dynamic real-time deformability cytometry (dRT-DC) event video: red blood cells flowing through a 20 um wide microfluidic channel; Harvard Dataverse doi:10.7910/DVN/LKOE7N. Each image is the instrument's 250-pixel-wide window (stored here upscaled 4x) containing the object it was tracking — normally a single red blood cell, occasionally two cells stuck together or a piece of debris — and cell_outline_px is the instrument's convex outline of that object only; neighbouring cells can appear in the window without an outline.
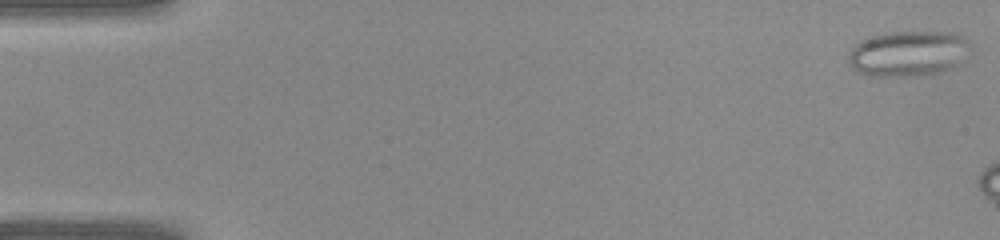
{"species": "common noctule bat (a hibernating species)", "species_latin": "Nyctalus noctula", "temperature_condition": "warm", "stored_images_in_passage": 5, "camera_frame_rate_fps": 3000, "um_per_image_px": 0.085, "animal": {"sex": "female", "body_mass_g": 22.0, "forearm_length_mm": 56.7}, "frame": {"image": 1, "passage_image": 1, "time_ms": 0.0, "image_size_px": [1000, 240], "cell_outline_px": [[972, 48], [956, 64], [940, 72], [908, 76], [872, 76], [856, 72], [852, 68], [848, 60], [848, 52], [860, 40], [872, 36], [896, 32], [952, 32], [972, 40]], "centroid_in_image_um": [77.19, 4.54], "position_along_channel_um": 7.8, "area_um2": 32.31}}